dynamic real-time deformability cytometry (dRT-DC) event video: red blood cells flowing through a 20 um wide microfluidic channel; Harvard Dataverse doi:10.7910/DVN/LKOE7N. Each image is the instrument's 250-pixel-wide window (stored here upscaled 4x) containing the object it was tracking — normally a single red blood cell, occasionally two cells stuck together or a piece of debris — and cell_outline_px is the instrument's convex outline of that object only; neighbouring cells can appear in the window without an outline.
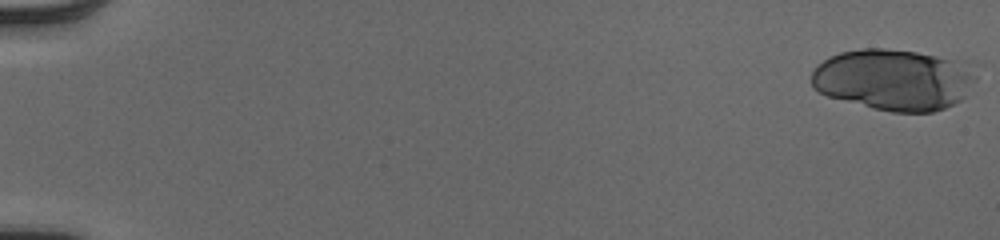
{"species": "human", "species_latin": "Homo sapiens", "temperature_condition": "cold", "stored_images_in_passage": 53, "camera_frame_rate_fps": 3000, "um_per_image_px": 0.085, "donor": {"sex": "male"}, "frame": {"image": 1, "passage_image": 1, "time_ms": 0.0, "image_size_px": [1000, 240], "cell_outline_px": [[984, 64], [976, 80], [964, 96], [960, 100], [944, 108], [932, 112], [892, 112], [872, 108], [828, 96], [812, 88], [812, 72], [816, 64], [828, 56], [840, 52], [860, 48], [884, 48], [916, 52], [976, 60]], "centroid_in_image_um": [76.12, 6.72], "position_along_channel_um": 8.9, "area_um2": 60.69}}
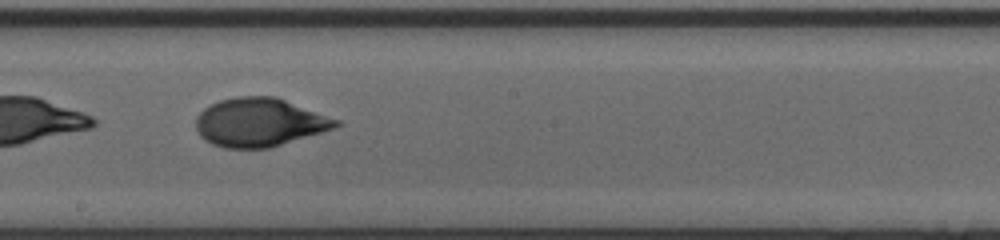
{"frame": {"image": 2, "passage_image": 32, "time_ms": 10.333, "image_size_px": [1000, 240], "cell_outline_px": [[344, 124], [320, 132], [268, 148], [224, 148], [212, 144], [204, 140], [200, 136], [196, 128], [196, 116], [204, 108], [220, 100], [236, 96], [276, 96], [340, 120]], "centroid_in_image_um": [22.03, 10.39], "position_along_channel_um": 226.2, "area_um2": 39.48}}
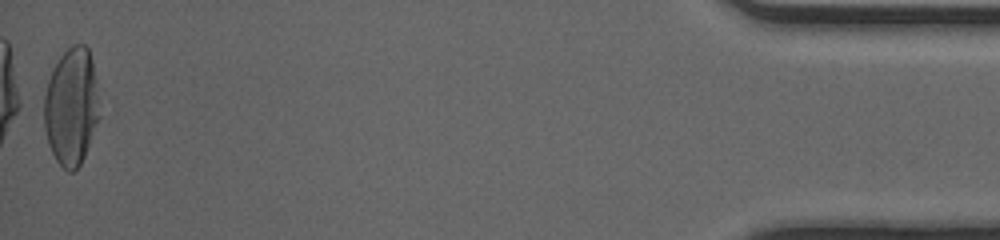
{"frame": {"image": 3, "passage_image": 53, "time_ms": 17.333, "image_size_px": [1000, 240], "cell_outline_px": [[100, 116], [84, 156], [80, 164], [72, 172], [68, 172], [56, 160], [48, 144], [44, 128], [44, 96], [48, 80], [52, 68], [60, 56], [72, 44], [84, 44], [88, 48], [92, 60], [96, 80]], "centroid_in_image_um": [6.06, 9.04], "position_along_channel_um": 429.1, "area_um2": 37.97}, "authors_computed_cell_mechanics": {"area_um2": 39.593, "velocity_mm_per_s": 4.0594, "shape_relaxation_time_tau1_ms": 5.1628, "shape_relaxation_time_tau2_ms": 0.6874, "deformation_change_tau1": 0.225, "deformation_change_tau2": 0.0488}}